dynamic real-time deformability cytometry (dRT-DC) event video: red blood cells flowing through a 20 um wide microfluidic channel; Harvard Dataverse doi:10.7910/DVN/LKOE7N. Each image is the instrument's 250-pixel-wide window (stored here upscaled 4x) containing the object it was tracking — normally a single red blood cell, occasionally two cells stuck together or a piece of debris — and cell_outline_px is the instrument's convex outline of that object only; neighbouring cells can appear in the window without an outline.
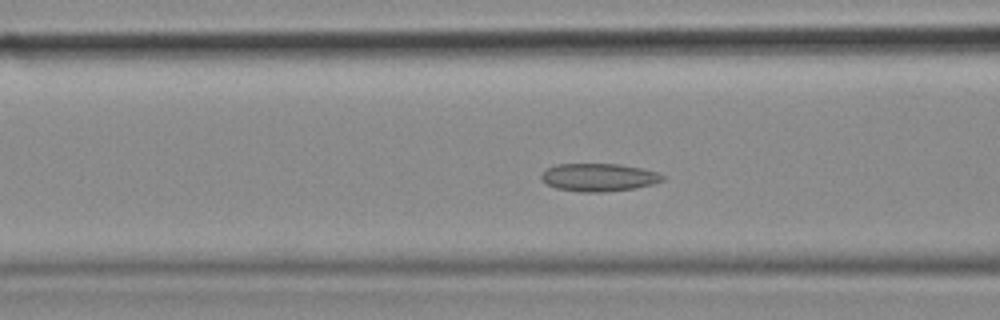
{"species": "common noctule bat (a hibernating species)", "species_latin": "Nyctalus noctula", "temperature_condition": "cold", "stored_images_in_passage": 49, "camera_frame_rate_fps": 3000, "um_per_image_px": 0.085, "animal": {"sex": "female", "body_mass_g": 18.4}, "frame": {"image": 1, "passage_image": 18, "time_ms": 5.667, "image_size_px": [1000, 320], "cell_outline_px": [[664, 180], [652, 184], [636, 188], [604, 192], [580, 192], [556, 188], [540, 180], [540, 176], [548, 168], [556, 164], [620, 164], [640, 168], [656, 172], [664, 176]], "centroid_in_image_um": [50.88, 15.08], "position_along_channel_um": 115.7, "area_um2": 19.65}}
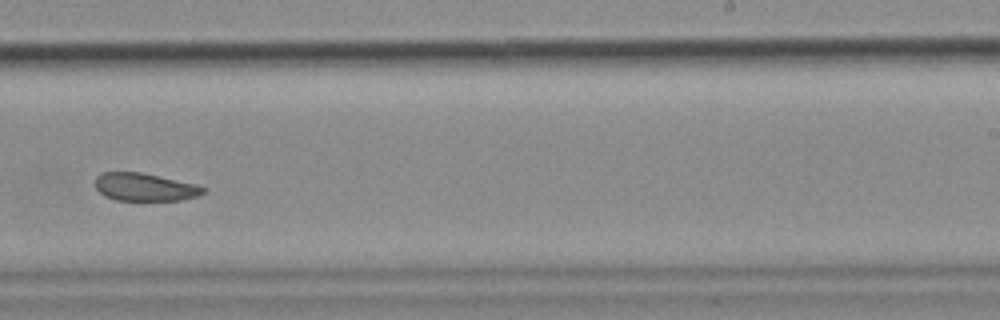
{"frame": {"image": 2, "passage_image": 30, "time_ms": 9.667, "image_size_px": [1000, 320], "cell_outline_px": [[208, 188], [204, 192], [196, 196], [180, 200], [116, 200], [104, 196], [96, 188], [96, 176], [100, 172], [140, 172], [196, 184]], "centroid_in_image_um": [12.29, 15.9], "position_along_channel_um": 276.7, "area_um2": 17.46}}
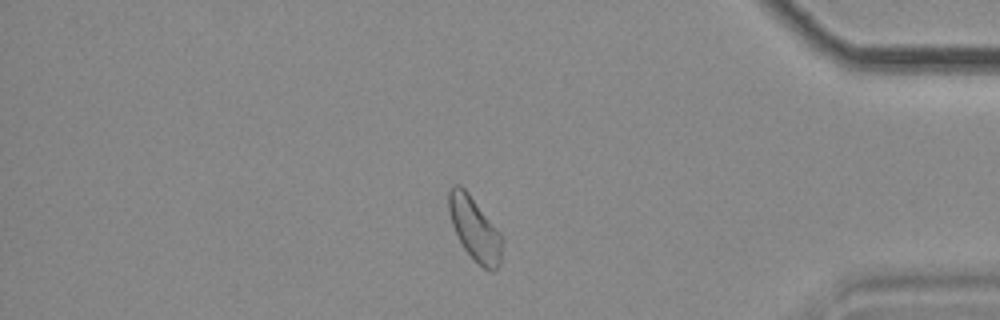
{"frame": {"image": 3, "passage_image": 41, "time_ms": 13.333, "image_size_px": [1000, 320], "cell_outline_px": [[504, 240], [500, 264], [492, 272], [484, 268], [472, 260], [464, 248], [452, 224], [448, 212], [448, 192], [452, 184], [460, 184], [468, 192], [504, 236]], "centroid_in_image_um": [40.37, 19.45], "position_along_channel_um": 394.8, "area_um2": 20.11}}